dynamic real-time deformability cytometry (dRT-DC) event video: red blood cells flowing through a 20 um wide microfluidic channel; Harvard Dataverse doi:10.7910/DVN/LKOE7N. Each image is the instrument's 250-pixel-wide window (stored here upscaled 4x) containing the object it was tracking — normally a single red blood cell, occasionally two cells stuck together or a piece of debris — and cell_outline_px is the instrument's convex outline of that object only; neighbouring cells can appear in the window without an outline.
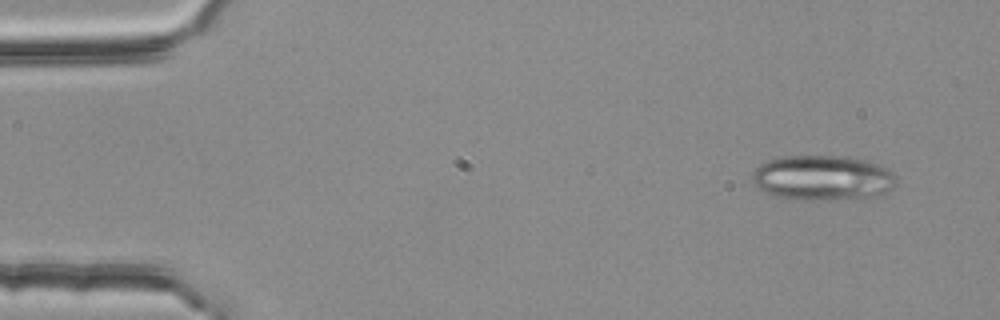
{"species": "common noctule bat (a hibernating species)", "species_latin": "Nyctalus noctula", "temperature_condition": "room temperature", "stored_images_in_passage": 3, "camera_frame_rate_fps": 3000, "um_per_image_px": 0.085, "animal": {"sex": "female", "body_mass_g": 25.1}, "frame": {"image": 1, "passage_image": 1, "time_ms": 0.0, "image_size_px": [1000, 320], "cell_outline_px": [[896, 184], [892, 188], [876, 196], [860, 200], [796, 200], [776, 196], [764, 192], [752, 180], [752, 172], [760, 164], [768, 160], [784, 156], [848, 156], [868, 160], [880, 164], [888, 168], [896, 176]], "centroid_in_image_um": [69.98, 15.13], "position_along_channel_um": 15.0, "area_um2": 38.61}}